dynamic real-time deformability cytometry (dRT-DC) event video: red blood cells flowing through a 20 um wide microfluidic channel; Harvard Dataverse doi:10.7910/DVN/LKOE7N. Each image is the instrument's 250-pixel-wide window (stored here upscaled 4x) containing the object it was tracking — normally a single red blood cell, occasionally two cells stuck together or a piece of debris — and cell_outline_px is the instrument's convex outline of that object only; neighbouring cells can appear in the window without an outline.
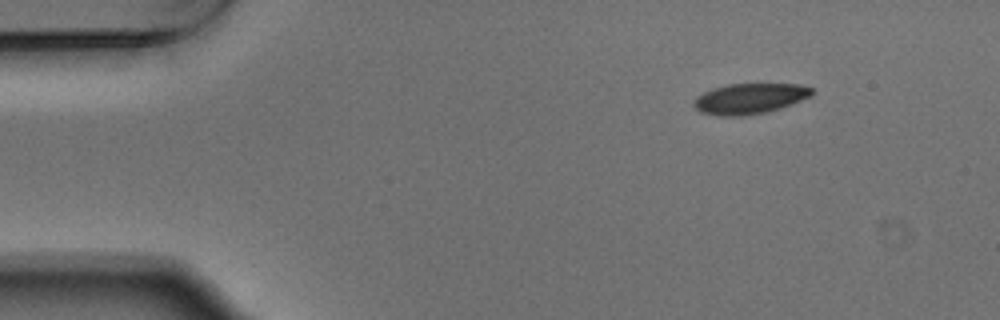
{"species": "Egyptian fruit bat (a non-hibernating species)", "species_latin": "Rousettus aegyptiacus", "temperature_condition": "warm", "stored_images_in_passage": 48, "camera_frame_rate_fps": 3000, "um_per_image_px": 0.085, "animal": {"sex": "male"}, "frame": {"image": 1, "passage_image": 1, "time_ms": 0.0, "image_size_px": [1000, 320], "cell_outline_px": [[812, 96], [780, 108], [764, 112], [740, 116], [720, 116], [700, 112], [692, 104], [692, 100], [696, 96], [712, 88], [728, 84], [800, 84], [812, 88]], "centroid_in_image_um": [63.68, 8.37], "position_along_channel_um": 21.3, "area_um2": 20.98}}
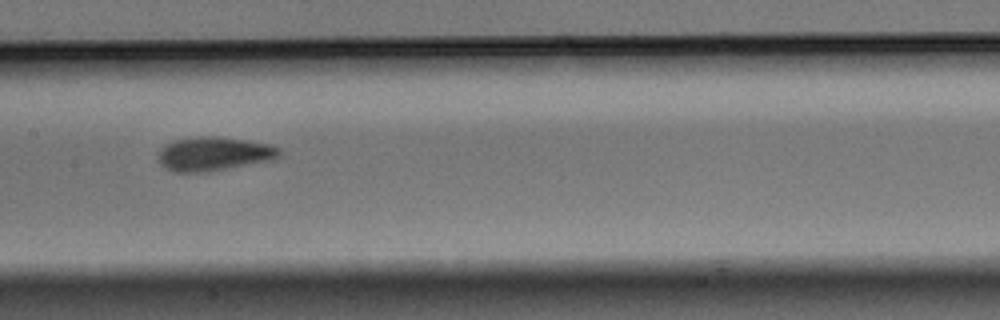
{"frame": {"image": 2, "passage_image": 21, "time_ms": 6.667, "image_size_px": [1000, 320], "cell_outline_px": [[280, 156], [272, 160], [208, 172], [176, 172], [164, 168], [160, 164], [160, 148], [164, 144], [172, 140], [200, 136], [216, 136], [248, 140], [272, 144], [280, 148]], "centroid_in_image_um": [18.19, 13.07], "position_along_channel_um": 189.2, "area_um2": 24.16}}
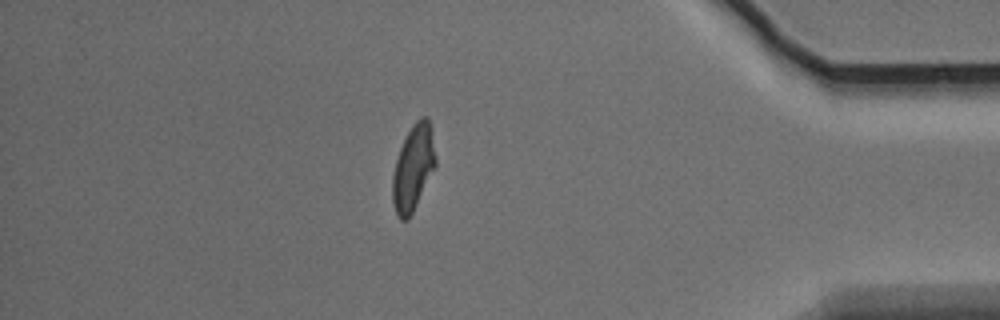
{"frame": {"image": 3, "passage_image": 41, "time_ms": 13.333, "image_size_px": [1000, 320], "cell_outline_px": [[436, 168], [408, 220], [400, 220], [396, 212], [392, 200], [392, 176], [396, 160], [400, 148], [412, 124], [420, 116], [428, 116], [436, 160]], "centroid_in_image_um": [35.12, 14.27], "position_along_channel_um": 400.1, "area_um2": 21.44}, "authors_computed_cell_mechanics": {"area_um2": 22.4553, "velocity_mm_per_s": 3.7275, "shape_relaxation_time_tau1_ms": 3.6329, "shape_relaxation_time_tau2_ms": 2.3112, "deformation_change_tau1": 0.1501, "deformation_change_tau2": 0.078}}